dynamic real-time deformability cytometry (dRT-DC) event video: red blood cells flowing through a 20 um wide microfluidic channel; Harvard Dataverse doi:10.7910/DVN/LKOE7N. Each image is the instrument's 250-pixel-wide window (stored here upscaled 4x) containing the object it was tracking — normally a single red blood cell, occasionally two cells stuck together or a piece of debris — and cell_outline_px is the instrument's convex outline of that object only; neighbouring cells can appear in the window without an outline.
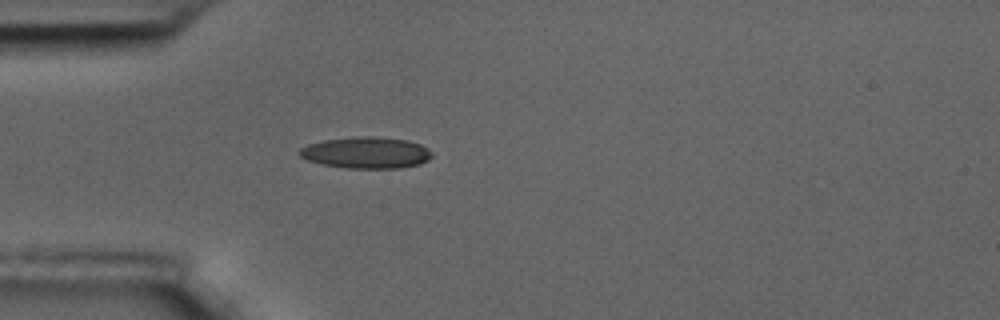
{"species": "common noctule bat (a hibernating species)", "species_latin": "Nyctalus noctula", "temperature_condition": "room temperature", "stored_images_in_passage": 4, "camera_frame_rate_fps": 3000, "um_per_image_px": 0.085, "animal": {"sex": "male", "body_mass_g": 17.5, "forearm_length_mm": 52.3}, "frame": {"image": 1, "passage_image": 4, "time_ms": 1.0, "image_size_px": [1000, 320], "cell_outline_px": [[432, 156], [428, 160], [420, 164], [400, 168], [348, 168], [324, 164], [308, 160], [300, 156], [296, 152], [300, 148], [308, 144], [324, 140], [360, 136], [372, 136], [408, 140], [420, 144], [428, 148], [432, 152]], "centroid_in_image_um": [31.14, 12.97], "position_along_channel_um": 53.9, "area_um2": 24.28}}